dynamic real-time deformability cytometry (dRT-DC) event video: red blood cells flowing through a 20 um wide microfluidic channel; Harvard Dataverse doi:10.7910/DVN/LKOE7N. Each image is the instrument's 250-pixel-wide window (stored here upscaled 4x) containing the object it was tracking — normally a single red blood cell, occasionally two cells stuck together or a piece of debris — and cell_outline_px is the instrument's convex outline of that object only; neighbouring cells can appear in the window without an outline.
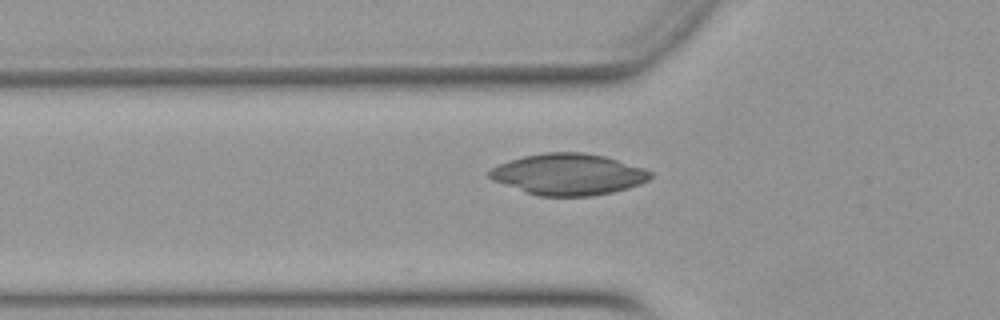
{"species": "Egyptian fruit bat (a non-hibernating species)", "species_latin": "Rousettus aegyptiacus", "temperature_condition": "warm", "stored_images_in_passage": 35, "camera_frame_rate_fps": 3000, "um_per_image_px": 0.085, "animal": {"sex": "female"}, "frame": {"image": 1, "passage_image": 2, "time_ms": 0.333, "image_size_px": [1000, 320], "cell_outline_px": [[652, 176], [648, 180], [640, 184], [628, 188], [612, 192], [592, 196], [536, 196], [492, 180], [488, 176], [488, 172], [492, 168], [508, 160], [524, 156], [544, 152], [584, 152], [604, 156], [644, 168], [652, 172]], "centroid_in_image_um": [48.3, 14.82], "position_along_channel_um": 77.5, "area_um2": 38.78}}
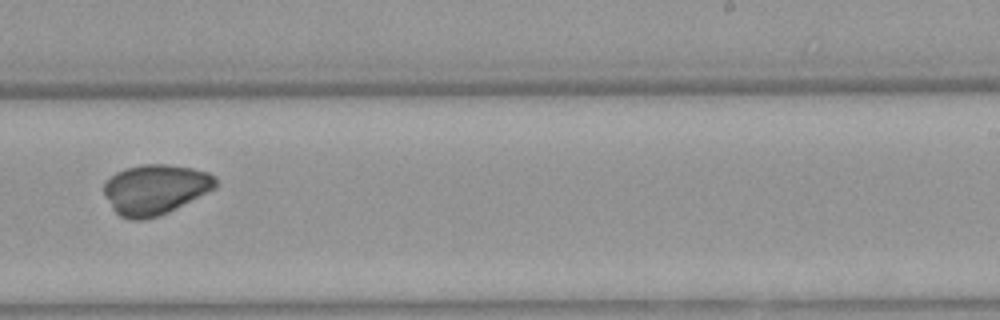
{"frame": {"image": 2, "passage_image": 17, "time_ms": 5.333, "image_size_px": [1000, 320], "cell_outline_px": [[216, 188], [160, 216], [144, 220], [128, 220], [120, 216], [112, 208], [104, 196], [104, 184], [116, 172], [124, 168], [144, 164], [164, 164], [192, 168], [208, 172], [216, 176]], "centroid_in_image_um": [13.18, 16.11], "position_along_channel_um": 275.8, "area_um2": 32.66}}
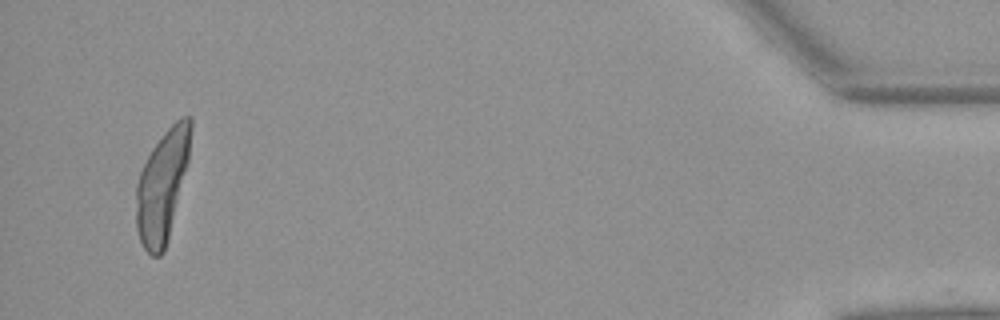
{"frame": {"image": 3, "passage_image": 34, "time_ms": 11.0, "image_size_px": [1000, 320], "cell_outline_px": [[192, 128], [188, 160], [168, 240], [164, 252], [160, 256], [152, 256], [144, 248], [140, 240], [136, 228], [136, 184], [140, 172], [152, 148], [164, 132], [180, 116], [192, 116]], "centroid_in_image_um": [13.79, 15.78], "position_along_channel_um": 421.4, "area_um2": 35.14}}